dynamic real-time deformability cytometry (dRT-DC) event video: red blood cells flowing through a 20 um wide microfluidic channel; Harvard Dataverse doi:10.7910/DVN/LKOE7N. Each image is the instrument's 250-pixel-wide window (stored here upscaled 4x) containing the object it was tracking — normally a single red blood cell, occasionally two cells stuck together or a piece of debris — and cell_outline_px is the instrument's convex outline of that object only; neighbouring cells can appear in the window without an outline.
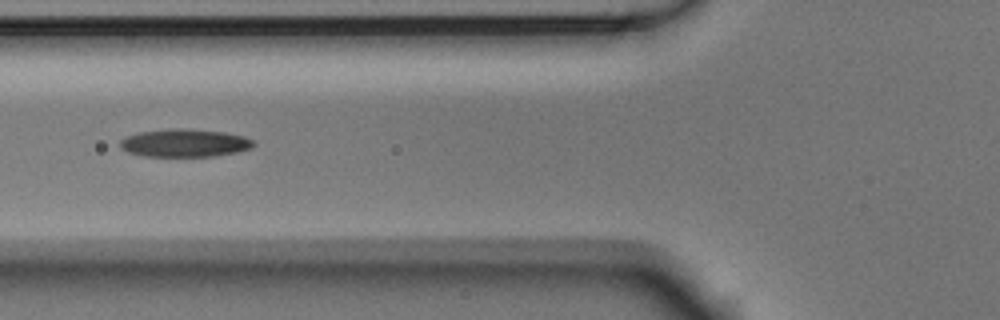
{"species": "Egyptian fruit bat (a non-hibernating species)", "species_latin": "Rousettus aegyptiacus", "temperature_condition": "room temperature", "stored_images_in_passage": 12, "camera_frame_rate_fps": 3000, "um_per_image_px": 0.085, "animal": {"sex": "male"}, "frame": {"image": 1, "passage_image": 6, "time_ms": 1.667, "image_size_px": [1000, 320], "cell_outline_px": [[256, 144], [252, 148], [236, 152], [216, 156], [144, 156], [128, 152], [120, 148], [120, 140], [124, 136], [136, 132], [172, 128], [184, 128], [224, 132], [244, 136], [252, 140]], "centroid_in_image_um": [15.67, 12.14], "position_along_channel_um": 110.1, "area_um2": 21.91}}
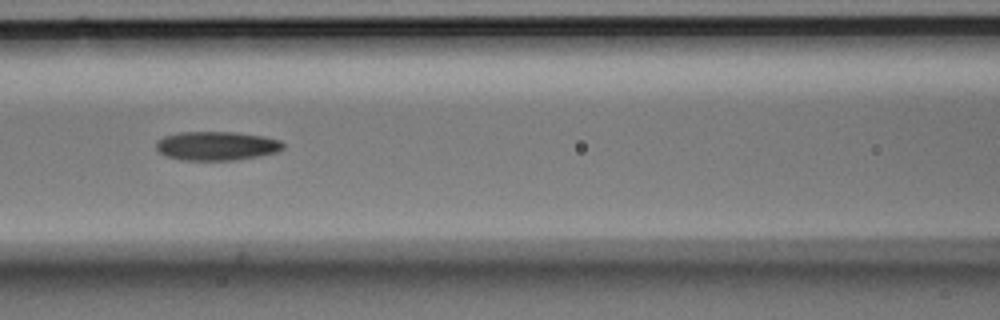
{"frame": {"image": 2, "passage_image": 9, "time_ms": 2.667, "image_size_px": [1000, 320], "cell_outline_px": [[284, 148], [276, 152], [260, 156], [236, 160], [180, 160], [168, 156], [160, 152], [156, 148], [156, 144], [164, 136], [180, 132], [236, 132], [264, 136], [280, 140], [284, 144]], "centroid_in_image_um": [18.45, 12.4], "position_along_channel_um": 148.1, "area_um2": 21.39}}